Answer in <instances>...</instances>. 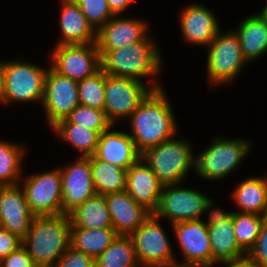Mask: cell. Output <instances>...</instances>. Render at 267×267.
Returning <instances> with one entry per match:
<instances>
[{"instance_id": "44", "label": "cell", "mask_w": 267, "mask_h": 267, "mask_svg": "<svg viewBox=\"0 0 267 267\" xmlns=\"http://www.w3.org/2000/svg\"><path fill=\"white\" fill-rule=\"evenodd\" d=\"M148 267H198L196 265H189V264H180L177 261L170 263V264H161V265H153Z\"/></svg>"}, {"instance_id": "5", "label": "cell", "mask_w": 267, "mask_h": 267, "mask_svg": "<svg viewBox=\"0 0 267 267\" xmlns=\"http://www.w3.org/2000/svg\"><path fill=\"white\" fill-rule=\"evenodd\" d=\"M251 143L244 139H221L217 136L194 158V170L207 180H219L231 174L250 152Z\"/></svg>"}, {"instance_id": "26", "label": "cell", "mask_w": 267, "mask_h": 267, "mask_svg": "<svg viewBox=\"0 0 267 267\" xmlns=\"http://www.w3.org/2000/svg\"><path fill=\"white\" fill-rule=\"evenodd\" d=\"M118 237L113 227L89 229L70 225V246L94 260Z\"/></svg>"}, {"instance_id": "15", "label": "cell", "mask_w": 267, "mask_h": 267, "mask_svg": "<svg viewBox=\"0 0 267 267\" xmlns=\"http://www.w3.org/2000/svg\"><path fill=\"white\" fill-rule=\"evenodd\" d=\"M183 253V264L212 267L208 227L204 221L191 220L171 224Z\"/></svg>"}, {"instance_id": "36", "label": "cell", "mask_w": 267, "mask_h": 267, "mask_svg": "<svg viewBox=\"0 0 267 267\" xmlns=\"http://www.w3.org/2000/svg\"><path fill=\"white\" fill-rule=\"evenodd\" d=\"M246 257L257 267H267V217L261 225L254 246L249 250Z\"/></svg>"}, {"instance_id": "20", "label": "cell", "mask_w": 267, "mask_h": 267, "mask_svg": "<svg viewBox=\"0 0 267 267\" xmlns=\"http://www.w3.org/2000/svg\"><path fill=\"white\" fill-rule=\"evenodd\" d=\"M162 186L156 174L141 158L126 172L125 191L151 213L158 208Z\"/></svg>"}, {"instance_id": "10", "label": "cell", "mask_w": 267, "mask_h": 267, "mask_svg": "<svg viewBox=\"0 0 267 267\" xmlns=\"http://www.w3.org/2000/svg\"><path fill=\"white\" fill-rule=\"evenodd\" d=\"M22 185L29 208L35 217L62 214L60 168L33 174Z\"/></svg>"}, {"instance_id": "19", "label": "cell", "mask_w": 267, "mask_h": 267, "mask_svg": "<svg viewBox=\"0 0 267 267\" xmlns=\"http://www.w3.org/2000/svg\"><path fill=\"white\" fill-rule=\"evenodd\" d=\"M180 25L185 42L206 47L221 29L214 13L197 3L190 4L181 11Z\"/></svg>"}, {"instance_id": "9", "label": "cell", "mask_w": 267, "mask_h": 267, "mask_svg": "<svg viewBox=\"0 0 267 267\" xmlns=\"http://www.w3.org/2000/svg\"><path fill=\"white\" fill-rule=\"evenodd\" d=\"M159 219L152 213L131 235L140 266L176 262L169 240Z\"/></svg>"}, {"instance_id": "18", "label": "cell", "mask_w": 267, "mask_h": 267, "mask_svg": "<svg viewBox=\"0 0 267 267\" xmlns=\"http://www.w3.org/2000/svg\"><path fill=\"white\" fill-rule=\"evenodd\" d=\"M117 17V18H116ZM147 24L134 18L113 16L96 31L98 50H114L141 41L147 34Z\"/></svg>"}, {"instance_id": "41", "label": "cell", "mask_w": 267, "mask_h": 267, "mask_svg": "<svg viewBox=\"0 0 267 267\" xmlns=\"http://www.w3.org/2000/svg\"><path fill=\"white\" fill-rule=\"evenodd\" d=\"M132 1L133 0H107V3L109 4L112 12L119 16V14L123 13L125 8H127Z\"/></svg>"}, {"instance_id": "8", "label": "cell", "mask_w": 267, "mask_h": 267, "mask_svg": "<svg viewBox=\"0 0 267 267\" xmlns=\"http://www.w3.org/2000/svg\"><path fill=\"white\" fill-rule=\"evenodd\" d=\"M5 76L4 105L10 102H34L43 99L46 68L17 61L2 62Z\"/></svg>"}, {"instance_id": "13", "label": "cell", "mask_w": 267, "mask_h": 267, "mask_svg": "<svg viewBox=\"0 0 267 267\" xmlns=\"http://www.w3.org/2000/svg\"><path fill=\"white\" fill-rule=\"evenodd\" d=\"M42 104L52 127L79 105L78 81L57 73L52 67L48 68Z\"/></svg>"}, {"instance_id": "16", "label": "cell", "mask_w": 267, "mask_h": 267, "mask_svg": "<svg viewBox=\"0 0 267 267\" xmlns=\"http://www.w3.org/2000/svg\"><path fill=\"white\" fill-rule=\"evenodd\" d=\"M19 185H0V227L23 239L35 216Z\"/></svg>"}, {"instance_id": "2", "label": "cell", "mask_w": 267, "mask_h": 267, "mask_svg": "<svg viewBox=\"0 0 267 267\" xmlns=\"http://www.w3.org/2000/svg\"><path fill=\"white\" fill-rule=\"evenodd\" d=\"M70 218L66 214L36 216L22 239L37 267H52L70 247Z\"/></svg>"}, {"instance_id": "1", "label": "cell", "mask_w": 267, "mask_h": 267, "mask_svg": "<svg viewBox=\"0 0 267 267\" xmlns=\"http://www.w3.org/2000/svg\"><path fill=\"white\" fill-rule=\"evenodd\" d=\"M163 92V88L152 90L129 116L132 129L129 135L140 154L176 134L173 109Z\"/></svg>"}, {"instance_id": "35", "label": "cell", "mask_w": 267, "mask_h": 267, "mask_svg": "<svg viewBox=\"0 0 267 267\" xmlns=\"http://www.w3.org/2000/svg\"><path fill=\"white\" fill-rule=\"evenodd\" d=\"M81 9L88 22L97 31L105 25L115 14L107 0H74Z\"/></svg>"}, {"instance_id": "17", "label": "cell", "mask_w": 267, "mask_h": 267, "mask_svg": "<svg viewBox=\"0 0 267 267\" xmlns=\"http://www.w3.org/2000/svg\"><path fill=\"white\" fill-rule=\"evenodd\" d=\"M105 200L118 235L130 236L152 214L126 191L105 194Z\"/></svg>"}, {"instance_id": "39", "label": "cell", "mask_w": 267, "mask_h": 267, "mask_svg": "<svg viewBox=\"0 0 267 267\" xmlns=\"http://www.w3.org/2000/svg\"><path fill=\"white\" fill-rule=\"evenodd\" d=\"M22 245V239L0 227V260Z\"/></svg>"}, {"instance_id": "7", "label": "cell", "mask_w": 267, "mask_h": 267, "mask_svg": "<svg viewBox=\"0 0 267 267\" xmlns=\"http://www.w3.org/2000/svg\"><path fill=\"white\" fill-rule=\"evenodd\" d=\"M207 74L209 84H230L235 80L241 67L247 63L243 58L238 36L234 31L221 33L219 31L213 41L207 46Z\"/></svg>"}, {"instance_id": "12", "label": "cell", "mask_w": 267, "mask_h": 267, "mask_svg": "<svg viewBox=\"0 0 267 267\" xmlns=\"http://www.w3.org/2000/svg\"><path fill=\"white\" fill-rule=\"evenodd\" d=\"M52 52L51 67L72 80L81 81L101 69L96 43L56 45Z\"/></svg>"}, {"instance_id": "3", "label": "cell", "mask_w": 267, "mask_h": 267, "mask_svg": "<svg viewBox=\"0 0 267 267\" xmlns=\"http://www.w3.org/2000/svg\"><path fill=\"white\" fill-rule=\"evenodd\" d=\"M146 35L141 41L114 50H98L101 69L109 75L132 78L157 76L161 69V53Z\"/></svg>"}, {"instance_id": "42", "label": "cell", "mask_w": 267, "mask_h": 267, "mask_svg": "<svg viewBox=\"0 0 267 267\" xmlns=\"http://www.w3.org/2000/svg\"><path fill=\"white\" fill-rule=\"evenodd\" d=\"M220 263L225 264L226 267H257L247 257L239 259V260L223 261V262H220Z\"/></svg>"}, {"instance_id": "6", "label": "cell", "mask_w": 267, "mask_h": 267, "mask_svg": "<svg viewBox=\"0 0 267 267\" xmlns=\"http://www.w3.org/2000/svg\"><path fill=\"white\" fill-rule=\"evenodd\" d=\"M152 84L148 89L144 82L105 73L104 111L113 126L116 120L128 118L152 90L162 88L157 81Z\"/></svg>"}, {"instance_id": "38", "label": "cell", "mask_w": 267, "mask_h": 267, "mask_svg": "<svg viewBox=\"0 0 267 267\" xmlns=\"http://www.w3.org/2000/svg\"><path fill=\"white\" fill-rule=\"evenodd\" d=\"M0 267H37L33 262L32 257L21 245L16 250L12 251L8 256L0 260Z\"/></svg>"}, {"instance_id": "23", "label": "cell", "mask_w": 267, "mask_h": 267, "mask_svg": "<svg viewBox=\"0 0 267 267\" xmlns=\"http://www.w3.org/2000/svg\"><path fill=\"white\" fill-rule=\"evenodd\" d=\"M212 250V267L217 262L245 258L247 253L237 243L233 226V212L223 222L208 226Z\"/></svg>"}, {"instance_id": "30", "label": "cell", "mask_w": 267, "mask_h": 267, "mask_svg": "<svg viewBox=\"0 0 267 267\" xmlns=\"http://www.w3.org/2000/svg\"><path fill=\"white\" fill-rule=\"evenodd\" d=\"M140 266L130 236L118 235L109 247L95 259V267Z\"/></svg>"}, {"instance_id": "24", "label": "cell", "mask_w": 267, "mask_h": 267, "mask_svg": "<svg viewBox=\"0 0 267 267\" xmlns=\"http://www.w3.org/2000/svg\"><path fill=\"white\" fill-rule=\"evenodd\" d=\"M238 36L243 58L253 61L267 52V24L260 14L246 17L234 31Z\"/></svg>"}, {"instance_id": "25", "label": "cell", "mask_w": 267, "mask_h": 267, "mask_svg": "<svg viewBox=\"0 0 267 267\" xmlns=\"http://www.w3.org/2000/svg\"><path fill=\"white\" fill-rule=\"evenodd\" d=\"M239 212L267 217V177H250L243 180L233 191Z\"/></svg>"}, {"instance_id": "37", "label": "cell", "mask_w": 267, "mask_h": 267, "mask_svg": "<svg viewBox=\"0 0 267 267\" xmlns=\"http://www.w3.org/2000/svg\"><path fill=\"white\" fill-rule=\"evenodd\" d=\"M52 267H95V260L70 246Z\"/></svg>"}, {"instance_id": "11", "label": "cell", "mask_w": 267, "mask_h": 267, "mask_svg": "<svg viewBox=\"0 0 267 267\" xmlns=\"http://www.w3.org/2000/svg\"><path fill=\"white\" fill-rule=\"evenodd\" d=\"M209 199L197 190L177 188V184L163 185L158 208L153 214L158 219L169 218L172 224L199 220Z\"/></svg>"}, {"instance_id": "40", "label": "cell", "mask_w": 267, "mask_h": 267, "mask_svg": "<svg viewBox=\"0 0 267 267\" xmlns=\"http://www.w3.org/2000/svg\"><path fill=\"white\" fill-rule=\"evenodd\" d=\"M213 210H212V209ZM208 210H211L209 213V221L208 222H204V224L208 227V226H213L215 224H218L219 222H223L225 221V219H227L232 212H223V210H221L220 208H213V200H211V198L207 201L205 208H204V212H207Z\"/></svg>"}, {"instance_id": "21", "label": "cell", "mask_w": 267, "mask_h": 267, "mask_svg": "<svg viewBox=\"0 0 267 267\" xmlns=\"http://www.w3.org/2000/svg\"><path fill=\"white\" fill-rule=\"evenodd\" d=\"M93 156L124 170H128L141 158L130 135L112 131L111 127L100 134Z\"/></svg>"}, {"instance_id": "32", "label": "cell", "mask_w": 267, "mask_h": 267, "mask_svg": "<svg viewBox=\"0 0 267 267\" xmlns=\"http://www.w3.org/2000/svg\"><path fill=\"white\" fill-rule=\"evenodd\" d=\"M265 218L266 216L252 213L233 212L237 243L246 253L254 246Z\"/></svg>"}, {"instance_id": "45", "label": "cell", "mask_w": 267, "mask_h": 267, "mask_svg": "<svg viewBox=\"0 0 267 267\" xmlns=\"http://www.w3.org/2000/svg\"><path fill=\"white\" fill-rule=\"evenodd\" d=\"M259 14L265 20V22L267 24V7L262 8V10Z\"/></svg>"}, {"instance_id": "22", "label": "cell", "mask_w": 267, "mask_h": 267, "mask_svg": "<svg viewBox=\"0 0 267 267\" xmlns=\"http://www.w3.org/2000/svg\"><path fill=\"white\" fill-rule=\"evenodd\" d=\"M60 27L62 38L57 45L96 43V30L74 0H62Z\"/></svg>"}, {"instance_id": "28", "label": "cell", "mask_w": 267, "mask_h": 267, "mask_svg": "<svg viewBox=\"0 0 267 267\" xmlns=\"http://www.w3.org/2000/svg\"><path fill=\"white\" fill-rule=\"evenodd\" d=\"M91 158V174L97 194L122 192L126 190V172L117 165Z\"/></svg>"}, {"instance_id": "43", "label": "cell", "mask_w": 267, "mask_h": 267, "mask_svg": "<svg viewBox=\"0 0 267 267\" xmlns=\"http://www.w3.org/2000/svg\"><path fill=\"white\" fill-rule=\"evenodd\" d=\"M5 99V76L2 67V62H0V104H4Z\"/></svg>"}, {"instance_id": "29", "label": "cell", "mask_w": 267, "mask_h": 267, "mask_svg": "<svg viewBox=\"0 0 267 267\" xmlns=\"http://www.w3.org/2000/svg\"><path fill=\"white\" fill-rule=\"evenodd\" d=\"M51 129L73 148L81 151V157H90L95 153L100 136L98 131L70 123L66 118L58 121Z\"/></svg>"}, {"instance_id": "14", "label": "cell", "mask_w": 267, "mask_h": 267, "mask_svg": "<svg viewBox=\"0 0 267 267\" xmlns=\"http://www.w3.org/2000/svg\"><path fill=\"white\" fill-rule=\"evenodd\" d=\"M62 186V214L68 215L97 193L92 174L91 158L79 157L73 165L60 168Z\"/></svg>"}, {"instance_id": "34", "label": "cell", "mask_w": 267, "mask_h": 267, "mask_svg": "<svg viewBox=\"0 0 267 267\" xmlns=\"http://www.w3.org/2000/svg\"><path fill=\"white\" fill-rule=\"evenodd\" d=\"M66 119L73 124L83 125L89 129L98 131L100 134L113 124L108 120L104 110L94 109L86 105H77Z\"/></svg>"}, {"instance_id": "27", "label": "cell", "mask_w": 267, "mask_h": 267, "mask_svg": "<svg viewBox=\"0 0 267 267\" xmlns=\"http://www.w3.org/2000/svg\"><path fill=\"white\" fill-rule=\"evenodd\" d=\"M75 227L99 229L112 227L105 195L96 194L68 214Z\"/></svg>"}, {"instance_id": "33", "label": "cell", "mask_w": 267, "mask_h": 267, "mask_svg": "<svg viewBox=\"0 0 267 267\" xmlns=\"http://www.w3.org/2000/svg\"><path fill=\"white\" fill-rule=\"evenodd\" d=\"M105 72L100 69L94 75L78 81L79 104L104 110Z\"/></svg>"}, {"instance_id": "31", "label": "cell", "mask_w": 267, "mask_h": 267, "mask_svg": "<svg viewBox=\"0 0 267 267\" xmlns=\"http://www.w3.org/2000/svg\"><path fill=\"white\" fill-rule=\"evenodd\" d=\"M24 148L15 143L0 141V185L19 184Z\"/></svg>"}, {"instance_id": "4", "label": "cell", "mask_w": 267, "mask_h": 267, "mask_svg": "<svg viewBox=\"0 0 267 267\" xmlns=\"http://www.w3.org/2000/svg\"><path fill=\"white\" fill-rule=\"evenodd\" d=\"M192 147L185 140L170 138L147 149L141 159L156 174L162 185L181 184L187 172L194 168Z\"/></svg>"}]
</instances>
